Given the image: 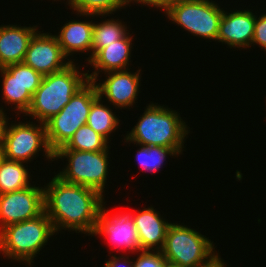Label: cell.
Segmentation results:
<instances>
[{
	"mask_svg": "<svg viewBox=\"0 0 266 267\" xmlns=\"http://www.w3.org/2000/svg\"><path fill=\"white\" fill-rule=\"evenodd\" d=\"M43 186L45 212L56 235L68 230L92 237L105 196L89 187L67 183L57 175Z\"/></svg>",
	"mask_w": 266,
	"mask_h": 267,
	"instance_id": "6da1fadb",
	"label": "cell"
},
{
	"mask_svg": "<svg viewBox=\"0 0 266 267\" xmlns=\"http://www.w3.org/2000/svg\"><path fill=\"white\" fill-rule=\"evenodd\" d=\"M164 106L153 102L146 105L136 125L127 131L124 142L136 146L173 147L182 154L190 127L179 112Z\"/></svg>",
	"mask_w": 266,
	"mask_h": 267,
	"instance_id": "7a4b0ae2",
	"label": "cell"
},
{
	"mask_svg": "<svg viewBox=\"0 0 266 267\" xmlns=\"http://www.w3.org/2000/svg\"><path fill=\"white\" fill-rule=\"evenodd\" d=\"M77 65L72 62L59 72L43 76L39 88L32 97L30 108L24 116L45 124L57 115L72 96L89 82L87 75L89 70L87 72L82 70V73Z\"/></svg>",
	"mask_w": 266,
	"mask_h": 267,
	"instance_id": "3957f363",
	"label": "cell"
},
{
	"mask_svg": "<svg viewBox=\"0 0 266 267\" xmlns=\"http://www.w3.org/2000/svg\"><path fill=\"white\" fill-rule=\"evenodd\" d=\"M56 232L44 211L36 218L11 224L0 231V254L11 262H24L32 267L36 254Z\"/></svg>",
	"mask_w": 266,
	"mask_h": 267,
	"instance_id": "277c9868",
	"label": "cell"
},
{
	"mask_svg": "<svg viewBox=\"0 0 266 267\" xmlns=\"http://www.w3.org/2000/svg\"><path fill=\"white\" fill-rule=\"evenodd\" d=\"M182 224L171 223L168 228L161 250L168 264L177 267H203L219 255L209 237Z\"/></svg>",
	"mask_w": 266,
	"mask_h": 267,
	"instance_id": "5b68a950",
	"label": "cell"
},
{
	"mask_svg": "<svg viewBox=\"0 0 266 267\" xmlns=\"http://www.w3.org/2000/svg\"><path fill=\"white\" fill-rule=\"evenodd\" d=\"M109 154V149L95 152L57 150L54 152V161L67 158L69 164L66 163L65 168L56 175L67 183L89 187L104 196L110 171Z\"/></svg>",
	"mask_w": 266,
	"mask_h": 267,
	"instance_id": "8992f818",
	"label": "cell"
},
{
	"mask_svg": "<svg viewBox=\"0 0 266 267\" xmlns=\"http://www.w3.org/2000/svg\"><path fill=\"white\" fill-rule=\"evenodd\" d=\"M223 10L212 0H179L165 17L193 36L216 42Z\"/></svg>",
	"mask_w": 266,
	"mask_h": 267,
	"instance_id": "52a82bcc",
	"label": "cell"
},
{
	"mask_svg": "<svg viewBox=\"0 0 266 267\" xmlns=\"http://www.w3.org/2000/svg\"><path fill=\"white\" fill-rule=\"evenodd\" d=\"M27 122V123H26ZM11 124L8 122L3 144V156L7 160L28 163L33 161L42 150L48 161H54V152L46 138L44 123L26 121ZM35 156V157H34ZM34 157V158H33Z\"/></svg>",
	"mask_w": 266,
	"mask_h": 267,
	"instance_id": "ba28073f",
	"label": "cell"
},
{
	"mask_svg": "<svg viewBox=\"0 0 266 267\" xmlns=\"http://www.w3.org/2000/svg\"><path fill=\"white\" fill-rule=\"evenodd\" d=\"M0 76L3 95L1 98L8 106L14 105L12 109L17 115L21 113L24 116L30 108L32 97L39 88L43 76L23 62L0 67Z\"/></svg>",
	"mask_w": 266,
	"mask_h": 267,
	"instance_id": "9c48e42d",
	"label": "cell"
},
{
	"mask_svg": "<svg viewBox=\"0 0 266 267\" xmlns=\"http://www.w3.org/2000/svg\"><path fill=\"white\" fill-rule=\"evenodd\" d=\"M45 211L44 187L27 188L0 195V231L11 224L38 217Z\"/></svg>",
	"mask_w": 266,
	"mask_h": 267,
	"instance_id": "30bf717a",
	"label": "cell"
},
{
	"mask_svg": "<svg viewBox=\"0 0 266 267\" xmlns=\"http://www.w3.org/2000/svg\"><path fill=\"white\" fill-rule=\"evenodd\" d=\"M105 203L106 201L103 202L101 207L93 236L105 237L109 246H115L117 251L119 248L124 251L129 250L131 253L141 251L132 210H128L130 212L119 211L118 213L115 212L116 214H112L106 209Z\"/></svg>",
	"mask_w": 266,
	"mask_h": 267,
	"instance_id": "8fae6325",
	"label": "cell"
},
{
	"mask_svg": "<svg viewBox=\"0 0 266 267\" xmlns=\"http://www.w3.org/2000/svg\"><path fill=\"white\" fill-rule=\"evenodd\" d=\"M23 63L46 76L65 69L72 62L64 55L55 35L37 31L29 42Z\"/></svg>",
	"mask_w": 266,
	"mask_h": 267,
	"instance_id": "7c38bea8",
	"label": "cell"
},
{
	"mask_svg": "<svg viewBox=\"0 0 266 267\" xmlns=\"http://www.w3.org/2000/svg\"><path fill=\"white\" fill-rule=\"evenodd\" d=\"M141 69L131 72L130 69L110 71L104 73L105 80L101 83L93 81L97 87L98 95L101 99L106 98L108 103L112 104L115 109H130L138 103L137 96L141 86ZM105 96V97H104Z\"/></svg>",
	"mask_w": 266,
	"mask_h": 267,
	"instance_id": "4fadbf2b",
	"label": "cell"
},
{
	"mask_svg": "<svg viewBox=\"0 0 266 267\" xmlns=\"http://www.w3.org/2000/svg\"><path fill=\"white\" fill-rule=\"evenodd\" d=\"M251 9H239L228 13L223 10L216 41L229 48H251L254 35L255 13Z\"/></svg>",
	"mask_w": 266,
	"mask_h": 267,
	"instance_id": "5bb4252c",
	"label": "cell"
},
{
	"mask_svg": "<svg viewBox=\"0 0 266 267\" xmlns=\"http://www.w3.org/2000/svg\"><path fill=\"white\" fill-rule=\"evenodd\" d=\"M132 35L128 32L122 39L100 49L89 61L92 66V73L88 75L89 81H99V74L102 72L127 70L131 62ZM130 60V61H129Z\"/></svg>",
	"mask_w": 266,
	"mask_h": 267,
	"instance_id": "9a60e30c",
	"label": "cell"
},
{
	"mask_svg": "<svg viewBox=\"0 0 266 267\" xmlns=\"http://www.w3.org/2000/svg\"><path fill=\"white\" fill-rule=\"evenodd\" d=\"M135 227L138 232L140 250L161 251L165 244L167 231L172 222L161 216L154 207H144L140 211L132 210ZM137 212V213H136Z\"/></svg>",
	"mask_w": 266,
	"mask_h": 267,
	"instance_id": "2e32d148",
	"label": "cell"
},
{
	"mask_svg": "<svg viewBox=\"0 0 266 267\" xmlns=\"http://www.w3.org/2000/svg\"><path fill=\"white\" fill-rule=\"evenodd\" d=\"M39 26L0 25V67L22 63L29 42Z\"/></svg>",
	"mask_w": 266,
	"mask_h": 267,
	"instance_id": "e0dca14e",
	"label": "cell"
},
{
	"mask_svg": "<svg viewBox=\"0 0 266 267\" xmlns=\"http://www.w3.org/2000/svg\"><path fill=\"white\" fill-rule=\"evenodd\" d=\"M93 20L89 21H79V20H69L66 24L60 28L56 38L62 48L64 55L74 62L75 59H71L74 54L77 53H89V57L86 58V63L91 59V47H92V37H93ZM73 60V61H72Z\"/></svg>",
	"mask_w": 266,
	"mask_h": 267,
	"instance_id": "ac0fdd59",
	"label": "cell"
},
{
	"mask_svg": "<svg viewBox=\"0 0 266 267\" xmlns=\"http://www.w3.org/2000/svg\"><path fill=\"white\" fill-rule=\"evenodd\" d=\"M87 118L62 117L57 114L46 123V138L50 149L55 152L64 146L73 134L84 124Z\"/></svg>",
	"mask_w": 266,
	"mask_h": 267,
	"instance_id": "d6986e66",
	"label": "cell"
},
{
	"mask_svg": "<svg viewBox=\"0 0 266 267\" xmlns=\"http://www.w3.org/2000/svg\"><path fill=\"white\" fill-rule=\"evenodd\" d=\"M24 162L3 158L0 161V195L31 186V173ZM27 167V168H26Z\"/></svg>",
	"mask_w": 266,
	"mask_h": 267,
	"instance_id": "ffe728a7",
	"label": "cell"
},
{
	"mask_svg": "<svg viewBox=\"0 0 266 267\" xmlns=\"http://www.w3.org/2000/svg\"><path fill=\"white\" fill-rule=\"evenodd\" d=\"M104 99L98 97L91 105L86 124L108 142L112 133L120 127V119L109 108L108 104L103 105Z\"/></svg>",
	"mask_w": 266,
	"mask_h": 267,
	"instance_id": "44dd1931",
	"label": "cell"
},
{
	"mask_svg": "<svg viewBox=\"0 0 266 267\" xmlns=\"http://www.w3.org/2000/svg\"><path fill=\"white\" fill-rule=\"evenodd\" d=\"M127 24L119 18L105 19L100 23L93 22V37L91 47V58L102 48L122 39L128 32Z\"/></svg>",
	"mask_w": 266,
	"mask_h": 267,
	"instance_id": "7402d4cb",
	"label": "cell"
},
{
	"mask_svg": "<svg viewBox=\"0 0 266 267\" xmlns=\"http://www.w3.org/2000/svg\"><path fill=\"white\" fill-rule=\"evenodd\" d=\"M109 142L87 124L81 126L58 150H79L86 152L103 151L110 149Z\"/></svg>",
	"mask_w": 266,
	"mask_h": 267,
	"instance_id": "603a6c76",
	"label": "cell"
},
{
	"mask_svg": "<svg viewBox=\"0 0 266 267\" xmlns=\"http://www.w3.org/2000/svg\"><path fill=\"white\" fill-rule=\"evenodd\" d=\"M99 97L94 82L89 81L82 89L72 96L70 101L58 114L62 117L87 118L92 103Z\"/></svg>",
	"mask_w": 266,
	"mask_h": 267,
	"instance_id": "cb8c5ba5",
	"label": "cell"
},
{
	"mask_svg": "<svg viewBox=\"0 0 266 267\" xmlns=\"http://www.w3.org/2000/svg\"><path fill=\"white\" fill-rule=\"evenodd\" d=\"M140 148L136 150L135 158L137 163L145 172H155L160 171L163 166L164 161H166L168 156L178 157L180 153L173 147H160V146H144L138 145Z\"/></svg>",
	"mask_w": 266,
	"mask_h": 267,
	"instance_id": "d4e9b609",
	"label": "cell"
},
{
	"mask_svg": "<svg viewBox=\"0 0 266 267\" xmlns=\"http://www.w3.org/2000/svg\"><path fill=\"white\" fill-rule=\"evenodd\" d=\"M75 14L81 17H92L96 16L107 17L109 14L116 13L120 9H126L125 0H75L74 5L70 8Z\"/></svg>",
	"mask_w": 266,
	"mask_h": 267,
	"instance_id": "484cf974",
	"label": "cell"
},
{
	"mask_svg": "<svg viewBox=\"0 0 266 267\" xmlns=\"http://www.w3.org/2000/svg\"><path fill=\"white\" fill-rule=\"evenodd\" d=\"M167 264L162 251L141 250L134 260V267H166Z\"/></svg>",
	"mask_w": 266,
	"mask_h": 267,
	"instance_id": "4316f807",
	"label": "cell"
},
{
	"mask_svg": "<svg viewBox=\"0 0 266 267\" xmlns=\"http://www.w3.org/2000/svg\"><path fill=\"white\" fill-rule=\"evenodd\" d=\"M258 45L266 51V13L255 15L254 35L251 46Z\"/></svg>",
	"mask_w": 266,
	"mask_h": 267,
	"instance_id": "83f0119b",
	"label": "cell"
},
{
	"mask_svg": "<svg viewBox=\"0 0 266 267\" xmlns=\"http://www.w3.org/2000/svg\"><path fill=\"white\" fill-rule=\"evenodd\" d=\"M179 0H125L126 7L131 6V3L143 4L142 6L159 8L163 13H166L172 6H174Z\"/></svg>",
	"mask_w": 266,
	"mask_h": 267,
	"instance_id": "f1b7e54d",
	"label": "cell"
},
{
	"mask_svg": "<svg viewBox=\"0 0 266 267\" xmlns=\"http://www.w3.org/2000/svg\"><path fill=\"white\" fill-rule=\"evenodd\" d=\"M104 267H134V260H129V256L112 255L105 261Z\"/></svg>",
	"mask_w": 266,
	"mask_h": 267,
	"instance_id": "f546056e",
	"label": "cell"
},
{
	"mask_svg": "<svg viewBox=\"0 0 266 267\" xmlns=\"http://www.w3.org/2000/svg\"><path fill=\"white\" fill-rule=\"evenodd\" d=\"M7 117L8 116L5 113L3 106L0 107V148H3L6 127L8 122H10L9 117L8 118Z\"/></svg>",
	"mask_w": 266,
	"mask_h": 267,
	"instance_id": "4dcf8cb0",
	"label": "cell"
},
{
	"mask_svg": "<svg viewBox=\"0 0 266 267\" xmlns=\"http://www.w3.org/2000/svg\"><path fill=\"white\" fill-rule=\"evenodd\" d=\"M203 267H226V263L221 258V256L218 255L214 260H212L209 264Z\"/></svg>",
	"mask_w": 266,
	"mask_h": 267,
	"instance_id": "1f68e13d",
	"label": "cell"
},
{
	"mask_svg": "<svg viewBox=\"0 0 266 267\" xmlns=\"http://www.w3.org/2000/svg\"><path fill=\"white\" fill-rule=\"evenodd\" d=\"M53 1H56V0H53ZM57 1H59V0H57ZM61 1H62V0H61ZM63 1H65V0H63ZM74 2H75V0H67V1H66L67 5H69L70 8L74 5Z\"/></svg>",
	"mask_w": 266,
	"mask_h": 267,
	"instance_id": "d6a6232c",
	"label": "cell"
},
{
	"mask_svg": "<svg viewBox=\"0 0 266 267\" xmlns=\"http://www.w3.org/2000/svg\"><path fill=\"white\" fill-rule=\"evenodd\" d=\"M4 158L3 156V148H0V161Z\"/></svg>",
	"mask_w": 266,
	"mask_h": 267,
	"instance_id": "836d02e7",
	"label": "cell"
},
{
	"mask_svg": "<svg viewBox=\"0 0 266 267\" xmlns=\"http://www.w3.org/2000/svg\"><path fill=\"white\" fill-rule=\"evenodd\" d=\"M166 267H177V266L167 264Z\"/></svg>",
	"mask_w": 266,
	"mask_h": 267,
	"instance_id": "e575fe53",
	"label": "cell"
}]
</instances>
